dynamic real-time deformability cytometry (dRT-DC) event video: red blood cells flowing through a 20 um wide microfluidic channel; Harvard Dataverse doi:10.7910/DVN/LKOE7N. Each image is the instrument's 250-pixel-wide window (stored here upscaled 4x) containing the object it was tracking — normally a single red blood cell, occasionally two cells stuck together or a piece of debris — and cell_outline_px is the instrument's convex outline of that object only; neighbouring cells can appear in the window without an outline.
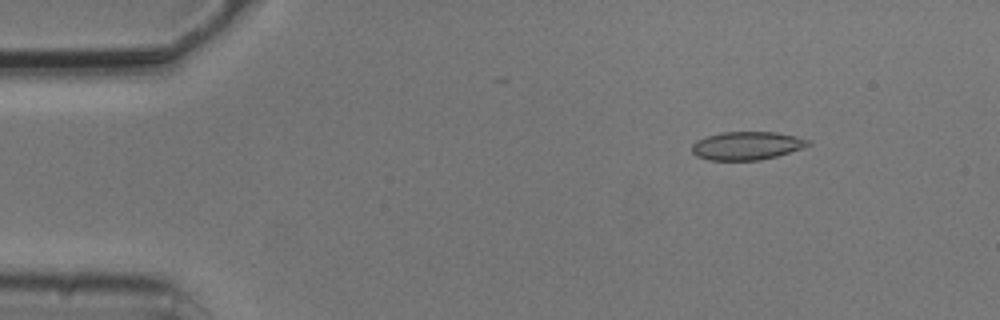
{"species": "common noctule bat (a hibernating species)", "species_latin": "Nyctalus noctula", "temperature_condition": "cold", "stored_images_in_passage": 4, "camera_frame_rate_fps": 3000, "um_per_image_px": 0.085, "animal": {"sex": "male", "body_mass_g": 20.5, "forearm_length_mm": 52.5}, "frame": {"image": 1, "passage_image": 2, "time_ms": 0.333, "image_size_px": [1000, 320], "cell_outline_px": [[812, 144], [776, 156], [760, 160], [708, 160], [696, 156], [692, 152], [692, 144], [696, 140], [720, 132], [776, 132], [796, 136], [808, 140]], "centroid_in_image_um": [63.44, 12.38], "position_along_channel_um": 21.6, "area_um2": 19.02}}